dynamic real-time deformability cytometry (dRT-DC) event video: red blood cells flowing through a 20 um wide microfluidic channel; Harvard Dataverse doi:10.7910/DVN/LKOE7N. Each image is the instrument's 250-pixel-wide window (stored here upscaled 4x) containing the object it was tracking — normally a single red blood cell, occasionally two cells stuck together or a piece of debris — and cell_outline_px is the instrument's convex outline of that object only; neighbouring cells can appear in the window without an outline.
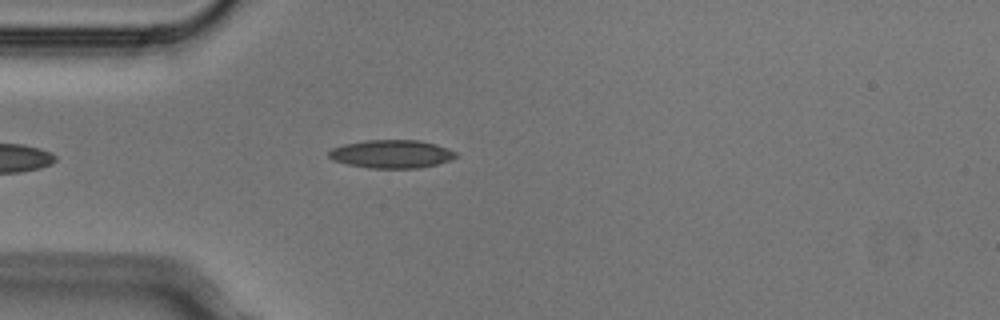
{"species": "Egyptian fruit bat (a non-hibernating species)", "species_latin": "Rousettus aegyptiacus", "temperature_condition": "cold", "stored_images_in_passage": 4, "camera_frame_rate_fps": 3000, "um_per_image_px": 0.085, "animal": {"sex": "male"}, "frame": {"image": 1, "passage_image": 4, "time_ms": 1.0, "image_size_px": [1000, 320], "cell_outline_px": [[460, 156], [452, 160], [420, 168], [368, 168], [348, 164], [332, 160], [328, 156], [328, 152], [332, 148], [344, 144], [364, 140], [420, 140], [436, 144], [448, 148], [456, 152]], "centroid_in_image_um": [33.31, 13.09], "position_along_channel_um": 51.7, "area_um2": 21.1}}